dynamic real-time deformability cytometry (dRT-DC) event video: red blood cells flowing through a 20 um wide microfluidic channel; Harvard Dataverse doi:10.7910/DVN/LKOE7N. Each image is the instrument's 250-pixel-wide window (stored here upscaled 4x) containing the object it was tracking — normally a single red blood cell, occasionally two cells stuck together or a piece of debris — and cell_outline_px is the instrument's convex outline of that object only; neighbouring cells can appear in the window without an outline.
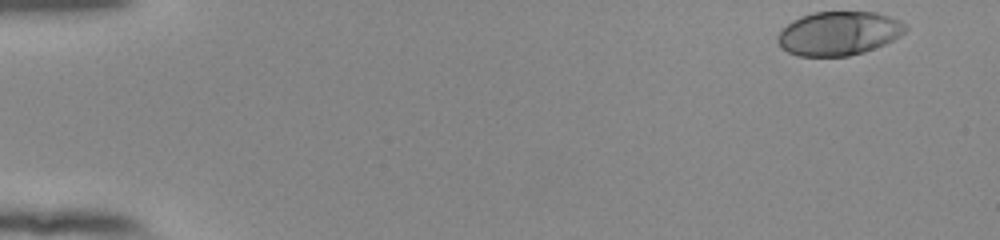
{"species": "human", "species_latin": "Homo sapiens", "temperature_condition": "room temperature", "stored_images_in_passage": 52, "camera_frame_rate_fps": 3000, "um_per_image_px": 0.085, "donor": {"sex": "female"}, "frame": {"image": 1, "passage_image": 1, "time_ms": 0.0, "image_size_px": [1000, 240], "cell_outline_px": [[908, 28], [900, 36], [884, 44], [864, 52], [848, 56], [800, 56], [788, 52], [780, 48], [776, 40], [776, 36], [792, 20], [800, 16], [812, 12], [876, 12], [900, 20], [908, 24]], "centroid_in_image_um": [71.29, 2.83], "position_along_channel_um": 13.7, "area_um2": 32.83}}
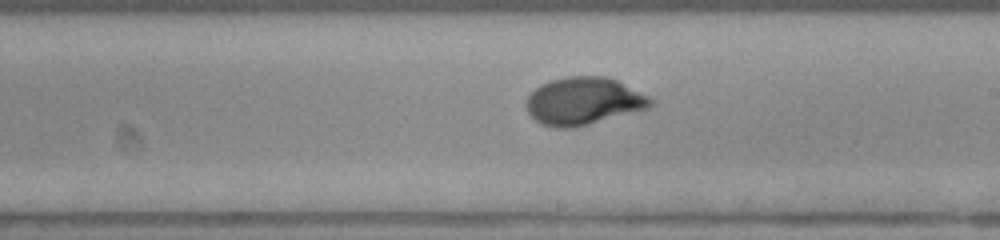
{"frame": {"image": 2, "passage_image": 30, "time_ms": 9.667, "image_size_px": [1000, 240], "cell_outline_px": [[656, 100], [648, 108], [588, 124], [572, 128], [556, 128], [540, 124], [528, 112], [524, 104], [528, 96], [540, 84], [552, 80], [568, 76], [604, 76], [616, 80]], "centroid_in_image_um": [49.57, 8.59], "position_along_channel_um": 239.4, "area_um2": 34.22}}
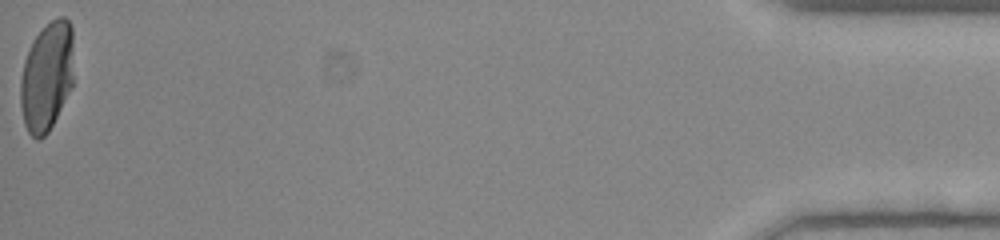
{"frame": {"image": 3, "passage_image": 52, "time_ms": 17.0, "image_size_px": [1000, 240], "cell_outline_px": [[72, 88], [48, 132], [40, 140], [36, 140], [28, 132], [24, 124], [20, 104], [20, 80], [24, 60], [32, 40], [52, 20], [60, 16], [64, 16], [68, 20], [72, 28]], "centroid_in_image_um": [3.96, 6.53], "position_along_channel_um": 431.2, "area_um2": 33.87}, "authors_computed_cell_mechanics": {"area_um2": 33.3506, "velocity_mm_per_s": 3.8463, "shape_relaxation_time_tau1_ms": 4.7352, "shape_relaxation_time_tau2_ms": null, "deformation_change_tau1": 0.2028, "deformation_change_tau2": null}}